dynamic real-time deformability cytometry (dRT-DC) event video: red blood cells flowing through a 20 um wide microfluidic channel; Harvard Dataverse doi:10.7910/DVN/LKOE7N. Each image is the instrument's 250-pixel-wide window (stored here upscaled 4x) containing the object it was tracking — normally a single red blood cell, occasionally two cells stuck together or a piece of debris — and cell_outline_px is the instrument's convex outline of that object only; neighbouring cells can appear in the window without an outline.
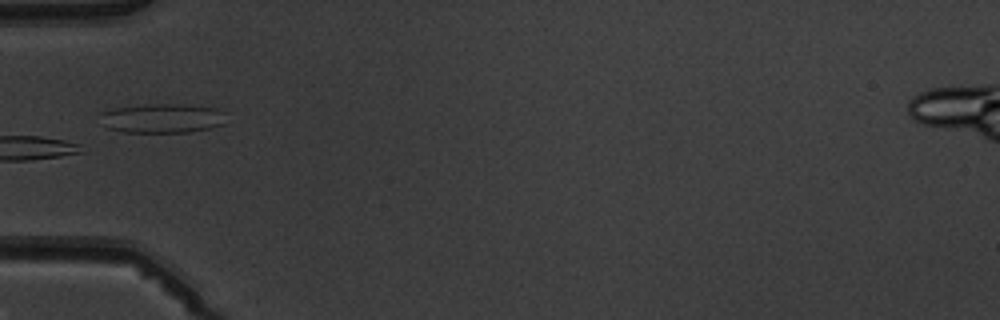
{"species": "common noctule bat (a hibernating species)", "species_latin": "Nyctalus noctula", "temperature_condition": "warm", "stored_images_in_passage": 6, "camera_frame_rate_fps": 3000, "um_per_image_px": 0.085, "animal": {"sex": "male", "body_mass_g": 19.5, "forearm_length_mm": 54.6}, "frame": {"image": 1, "passage_image": 5, "time_ms": 5.667, "image_size_px": [1000, 320], "cell_outline_px": [[224, 124], [208, 128], [188, 132], [120, 132], [104, 128], [100, 112], [112, 108], [148, 104], [180, 104], [216, 108], [224, 112]], "centroid_in_image_um": [13.73, 10.05], "position_along_channel_um": 71.3, "area_um2": 21.62}}
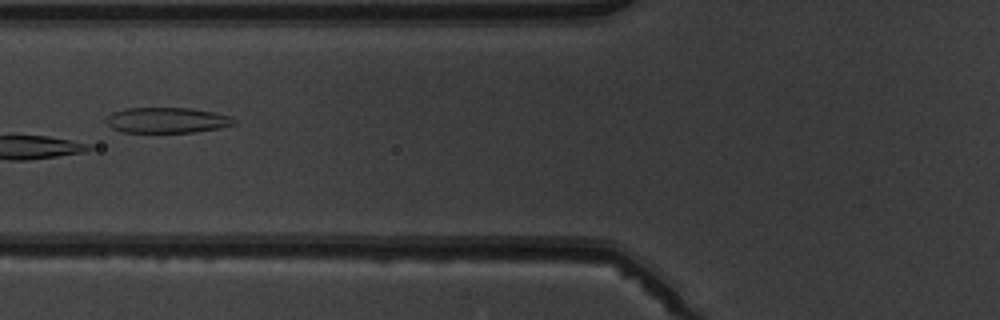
{"frame": {"image": 2, "passage_image": 6, "time_ms": 6.667, "image_size_px": [1000, 320], "cell_outline_px": [[236, 124], [220, 128], [196, 132], [124, 132], [112, 128], [104, 120], [112, 112], [124, 108], [192, 108], [216, 112], [228, 116], [236, 120]], "centroid_in_image_um": [14.2, 10.21], "position_along_channel_um": 111.6, "area_um2": 19.13}}